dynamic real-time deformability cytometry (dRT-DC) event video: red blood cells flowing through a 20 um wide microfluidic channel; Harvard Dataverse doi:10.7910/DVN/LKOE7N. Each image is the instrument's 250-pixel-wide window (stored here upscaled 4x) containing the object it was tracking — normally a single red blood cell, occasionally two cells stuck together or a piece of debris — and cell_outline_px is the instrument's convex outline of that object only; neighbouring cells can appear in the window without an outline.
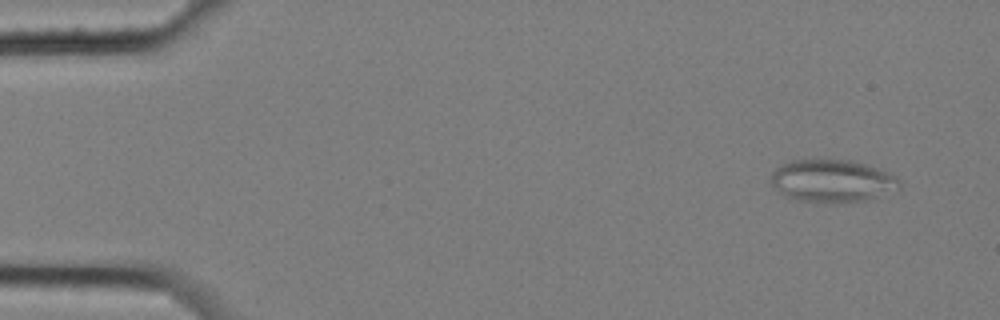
{"species": "common noctule bat (a hibernating species)", "species_latin": "Nyctalus noctula", "temperature_condition": "cold", "stored_images_in_passage": 5, "camera_frame_rate_fps": 3000, "um_per_image_px": 0.085, "animal": {"sex": "female", "body_mass_g": 25.1}, "frame": {"image": 1, "passage_image": 1, "time_ms": 0.0, "image_size_px": [1000, 320], "cell_outline_px": [[900, 184], [876, 196], [864, 200], [840, 204], [824, 204], [796, 200], [780, 192], [772, 184], [772, 172], [780, 164], [792, 160], [852, 160], [868, 164], [892, 172], [900, 180]], "centroid_in_image_um": [70.71, 15.37], "position_along_channel_um": 14.3, "area_um2": 31.96}}
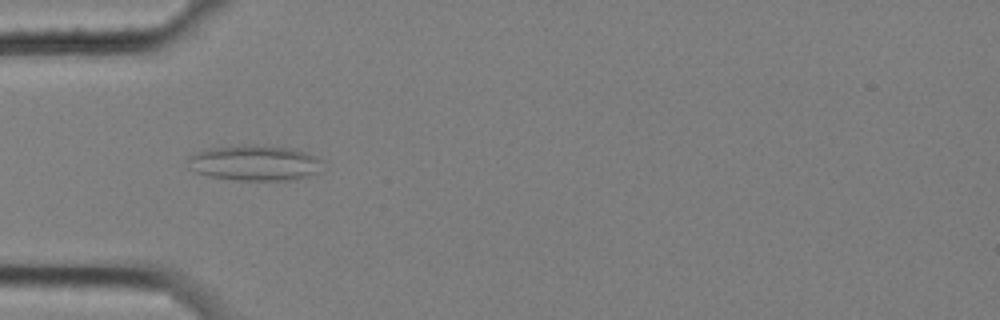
{"frame": {"image": 2, "passage_image": 5, "time_ms": 1.333, "image_size_px": [1000, 320], "cell_outline_px": [[324, 160], [316, 172], [308, 176], [292, 180], [236, 180], [208, 176], [196, 172], [188, 168], [188, 156], [208, 148], [252, 144], [288, 148], [304, 152]], "centroid_in_image_um": [21.6, 13.85], "position_along_channel_um": 63.4, "area_um2": 27.74}}